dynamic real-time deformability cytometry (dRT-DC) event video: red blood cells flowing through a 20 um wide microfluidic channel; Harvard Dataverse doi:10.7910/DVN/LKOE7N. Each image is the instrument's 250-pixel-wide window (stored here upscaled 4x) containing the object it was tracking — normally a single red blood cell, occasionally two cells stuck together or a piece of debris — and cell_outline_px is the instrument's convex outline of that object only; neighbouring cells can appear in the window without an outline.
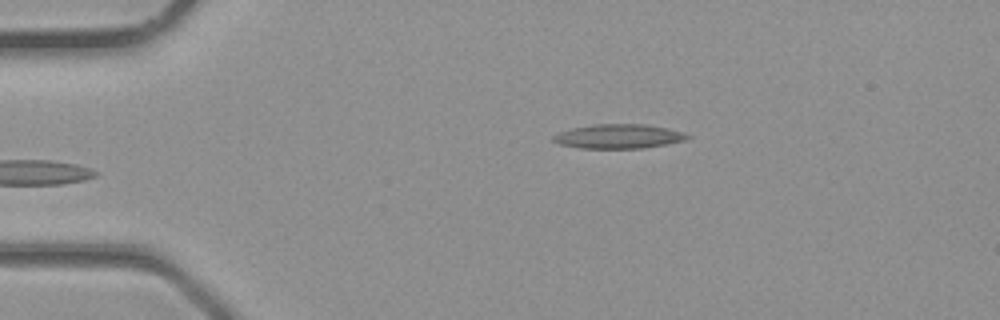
{"species": "common noctule bat (a hibernating species)", "species_latin": "Nyctalus noctula", "temperature_condition": "room temperature", "stored_images_in_passage": 3, "camera_frame_rate_fps": 3000, "um_per_image_px": 0.085, "animal": {"sex": "male", "body_mass_g": 23.1, "forearm_length_mm": 52.7}, "frame": {"image": 1, "passage_image": 3, "time_ms": 0.667, "image_size_px": [1000, 320], "cell_outline_px": [[692, 136], [688, 140], [668, 144], [644, 148], [580, 148], [560, 144], [552, 140], [552, 136], [560, 132], [572, 128], [596, 124], [644, 124], [668, 128], [684, 132]], "centroid_in_image_um": [52.64, 11.59], "position_along_channel_um": 32.4, "area_um2": 19.07}}